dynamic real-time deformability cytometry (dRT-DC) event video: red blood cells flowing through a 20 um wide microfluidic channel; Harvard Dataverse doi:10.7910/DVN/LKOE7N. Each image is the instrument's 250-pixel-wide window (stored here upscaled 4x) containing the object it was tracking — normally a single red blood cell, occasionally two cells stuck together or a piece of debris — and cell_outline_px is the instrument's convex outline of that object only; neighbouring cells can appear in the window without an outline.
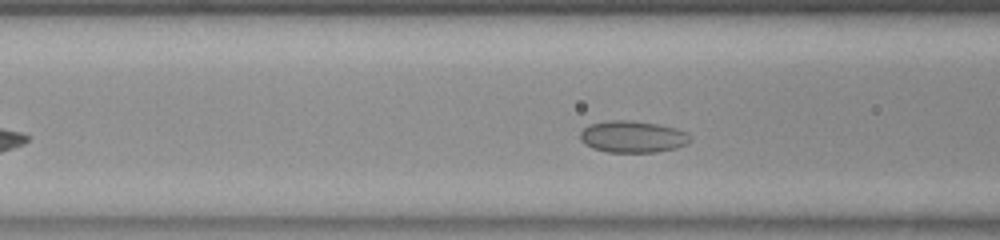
{"species": "common noctule bat (a hibernating species)", "species_latin": "Nyctalus noctula", "temperature_condition": "room temperature", "stored_images_in_passage": 35, "camera_frame_rate_fps": 3000, "um_per_image_px": 0.085, "animal": {"sex": "female", "body_mass_g": 23.0, "forearm_length_mm": 53.4}, "frame": {"image": 1, "passage_image": 12, "time_ms": 3.667, "image_size_px": [1000, 240], "cell_outline_px": [[692, 140], [676, 148], [656, 152], [608, 152], [596, 148], [580, 140], [580, 132], [588, 124], [608, 120], [632, 120], [656, 124], [676, 128], [688, 132]], "centroid_in_image_um": [53.79, 11.6], "position_along_channel_um": 112.8, "area_um2": 20.29}}
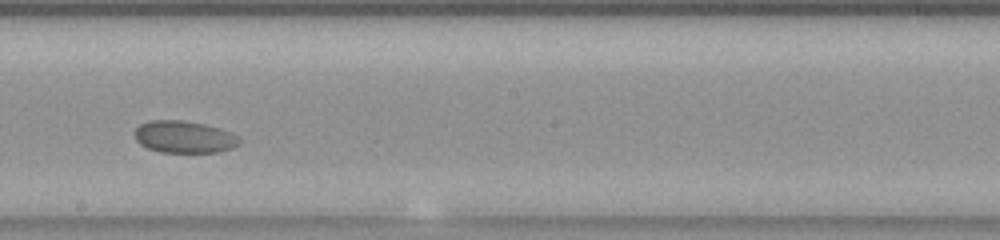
{"frame": {"image": 2, "passage_image": 22, "time_ms": 7.0, "image_size_px": [1000, 240], "cell_outline_px": [[240, 144], [232, 148], [216, 152], [160, 152], [148, 148], [140, 144], [136, 140], [136, 128], [140, 124], [148, 120], [184, 120], [204, 124], [228, 132], [236, 136], [240, 140]], "centroid_in_image_um": [15.62, 11.64], "position_along_channel_um": 232.6, "area_um2": 19.36}}
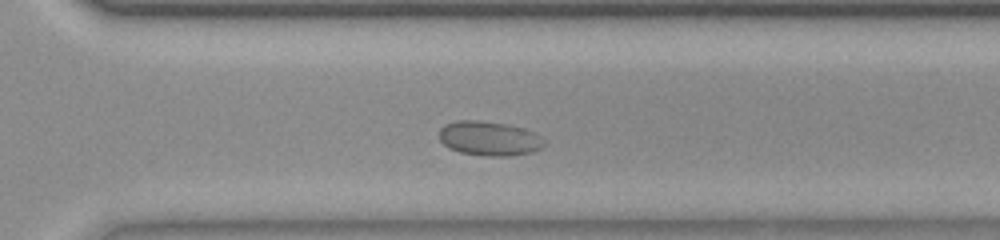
{"frame": {"image": 3, "passage_image": 30, "time_ms": 9.667, "image_size_px": [1000, 240], "cell_outline_px": [[544, 144], [540, 148], [528, 152], [512, 156], [484, 156], [460, 152], [448, 148], [440, 140], [440, 128], [444, 124], [456, 120], [476, 120], [504, 124], [520, 128], [532, 132], [540, 136]], "centroid_in_image_um": [41.51, 11.77], "position_along_channel_um": 329.1, "area_um2": 20.75}}